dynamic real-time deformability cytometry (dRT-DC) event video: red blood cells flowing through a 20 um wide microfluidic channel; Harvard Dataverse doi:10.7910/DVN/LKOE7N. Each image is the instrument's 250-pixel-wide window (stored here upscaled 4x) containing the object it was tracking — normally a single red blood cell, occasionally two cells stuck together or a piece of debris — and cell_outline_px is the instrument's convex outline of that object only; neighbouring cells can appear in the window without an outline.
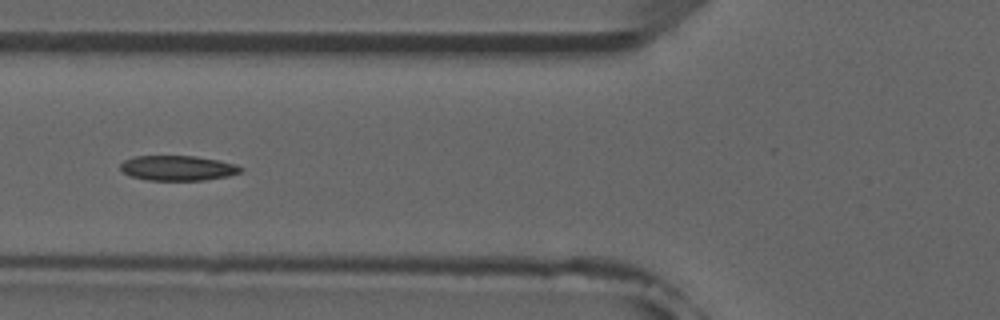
{"species": "common noctule bat (a hibernating species)", "species_latin": "Nyctalus noctula", "temperature_condition": "room temperature", "stored_images_in_passage": 6, "camera_frame_rate_fps": 3000, "um_per_image_px": 0.085, "animal": {"sex": "male", "forearm_length_mm": 52.5}, "frame": {"image": 1, "passage_image": 6, "time_ms": 5.667, "image_size_px": [1000, 320], "cell_outline_px": [[244, 172], [228, 176], [204, 180], [148, 180], [132, 176], [124, 172], [120, 168], [120, 164], [124, 160], [136, 156], [196, 156], [220, 160], [236, 164], [244, 168]], "centroid_in_image_um": [15.17, 14.28], "position_along_channel_um": 110.6, "area_um2": 17.63}}